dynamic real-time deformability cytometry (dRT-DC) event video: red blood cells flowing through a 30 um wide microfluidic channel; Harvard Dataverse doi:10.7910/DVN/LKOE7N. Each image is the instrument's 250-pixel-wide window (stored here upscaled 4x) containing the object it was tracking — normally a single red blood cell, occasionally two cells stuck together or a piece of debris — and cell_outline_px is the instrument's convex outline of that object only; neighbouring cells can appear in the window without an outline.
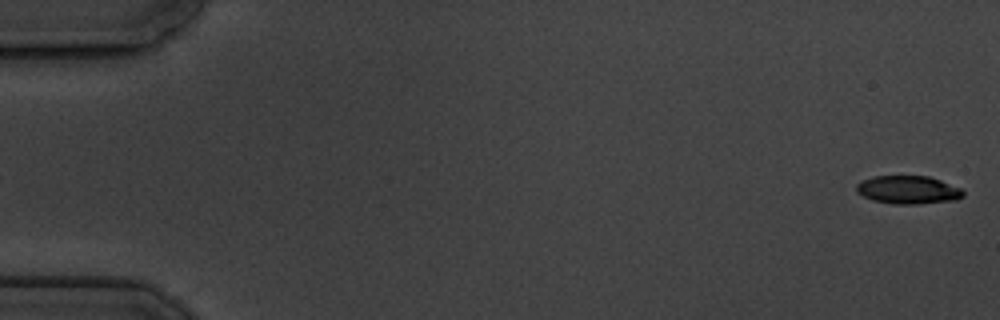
{"species": "common noctule bat (a hibernating species)", "species_latin": "Nyctalus noctula", "temperature_condition": "cold", "stored_images_in_passage": 2, "camera_frame_rate_fps": 3000, "um_per_image_px": 0.085, "animal": {"sex": "male", "body_mass_g": 19.5, "forearm_length_mm": 54.6}, "frame": {"image": 1, "passage_image": 2, "time_ms": 1.0, "image_size_px": [1000, 320], "cell_outline_px": [[964, 196], [956, 200], [916, 204], [892, 204], [872, 200], [856, 192], [856, 184], [872, 176], [928, 176], [940, 180], [960, 188], [964, 192]], "centroid_in_image_um": [77.18, 16.14], "position_along_channel_um": 7.8, "area_um2": 17.51}}